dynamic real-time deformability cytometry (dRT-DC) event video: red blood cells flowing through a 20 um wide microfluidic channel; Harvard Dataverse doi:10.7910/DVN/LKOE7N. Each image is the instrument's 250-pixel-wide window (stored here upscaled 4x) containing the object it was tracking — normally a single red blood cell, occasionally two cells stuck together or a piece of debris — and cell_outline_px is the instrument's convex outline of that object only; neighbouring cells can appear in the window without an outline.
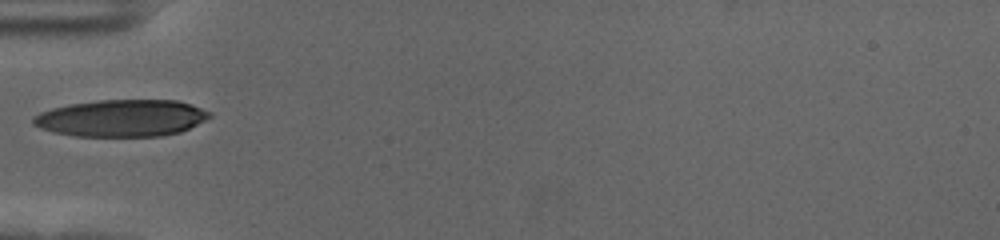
{"species": "human", "species_latin": "Homo sapiens", "temperature_condition": "cold", "stored_images_in_passage": 38, "camera_frame_rate_fps": 3000, "um_per_image_px": 0.085, "donor": {"sex": "female"}, "frame": {"image": 1, "passage_image": 1, "time_ms": 0.0, "image_size_px": [1000, 240], "cell_outline_px": [[212, 116], [180, 132], [160, 136], [76, 136], [56, 132], [40, 128], [32, 124], [32, 116], [40, 112], [52, 108], [68, 104], [100, 100], [176, 100], [192, 104], [212, 112]], "centroid_in_image_um": [10.32, 10.03], "position_along_channel_um": 74.7, "area_um2": 37.97}}
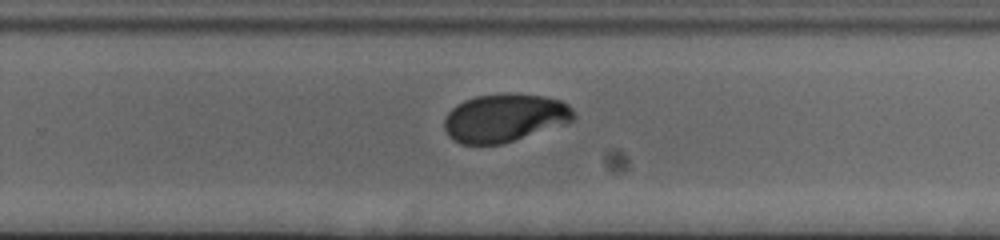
{"frame": {"image": 2, "passage_image": 19, "time_ms": 6.0, "image_size_px": [1000, 240], "cell_outline_px": [[576, 116], [572, 120], [564, 124], [504, 144], [460, 144], [452, 140], [448, 136], [444, 128], [444, 120], [448, 112], [456, 104], [464, 100], [476, 96], [544, 96], [560, 100], [568, 104], [572, 108]], "centroid_in_image_um": [42.86, 10.07], "position_along_channel_um": 286.9, "area_um2": 35.66}}
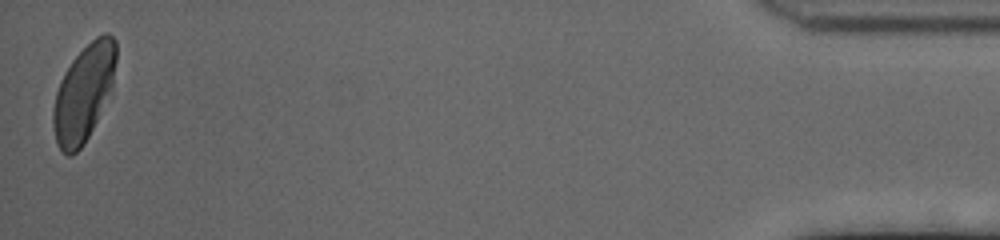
{"frame": {"image": 3, "passage_image": 38, "time_ms": 12.333, "image_size_px": [1000, 240], "cell_outline_px": [[116, 60], [112, 92], [84, 144], [76, 152], [68, 156], [56, 144], [52, 124], [52, 108], [56, 92], [60, 80], [64, 72], [72, 60], [96, 36], [104, 32], [108, 32], [116, 40]], "centroid_in_image_um": [7.12, 7.9], "position_along_channel_um": 428.1, "area_um2": 35.72}, "authors_computed_cell_mechanics": {"area_um2": 36.992, "velocity_mm_per_s": 3.5391, "shape_relaxation_time_tau1_ms": 4.3345, "shape_relaxation_time_tau2_ms": 0.9947, "deformation_change_tau1": 0.1666, "deformation_change_tau2": 0.0403}}